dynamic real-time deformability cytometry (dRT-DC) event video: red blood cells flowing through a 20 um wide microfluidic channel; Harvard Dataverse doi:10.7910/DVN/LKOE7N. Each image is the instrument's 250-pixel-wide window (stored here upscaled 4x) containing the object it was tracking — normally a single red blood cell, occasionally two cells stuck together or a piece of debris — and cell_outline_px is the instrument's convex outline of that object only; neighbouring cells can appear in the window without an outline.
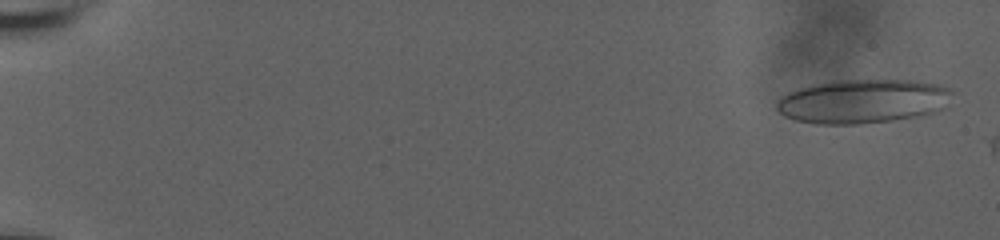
{"species": "human", "species_latin": "Homo sapiens", "temperature_condition": "room temperature", "stored_images_in_passage": 6, "camera_frame_rate_fps": 3000, "um_per_image_px": 0.085, "donor": {"sex": "male"}, "frame": {"image": 1, "passage_image": 3, "time_ms": 0.667, "image_size_px": [1000, 240], "cell_outline_px": [[952, 92], [944, 108], [920, 116], [892, 120], [856, 124], [816, 124], [796, 120], [784, 116], [776, 108], [776, 104], [780, 96], [788, 92], [800, 88], [816, 84], [840, 80], [908, 80], [940, 84], [948, 88]], "centroid_in_image_um": [73.32, 8.61], "position_along_channel_um": 11.7, "area_um2": 44.85}}